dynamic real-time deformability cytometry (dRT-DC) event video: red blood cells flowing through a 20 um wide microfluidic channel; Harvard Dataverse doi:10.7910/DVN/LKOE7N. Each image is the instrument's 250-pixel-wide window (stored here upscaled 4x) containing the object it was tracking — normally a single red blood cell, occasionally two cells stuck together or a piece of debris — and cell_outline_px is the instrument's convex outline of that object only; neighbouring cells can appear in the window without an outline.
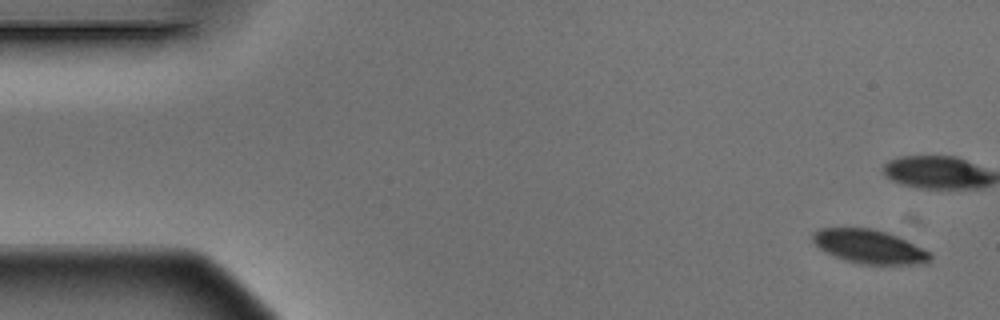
{"species": "Egyptian fruit bat (a non-hibernating species)", "species_latin": "Rousettus aegyptiacus", "temperature_condition": "warm", "stored_images_in_passage": 5, "camera_frame_rate_fps": 3000, "um_per_image_px": 0.085, "animal": {"sex": "male"}, "frame": {"image": 1, "passage_image": 1, "time_ms": 0.0, "image_size_px": [1000, 320], "cell_outline_px": [[932, 256], [928, 264], [860, 264], [844, 260], [820, 248], [812, 240], [812, 232], [820, 228], [868, 228], [888, 232], [932, 252]], "centroid_in_image_um": [73.93, 20.96], "position_along_channel_um": 11.1, "area_um2": 23.12}}
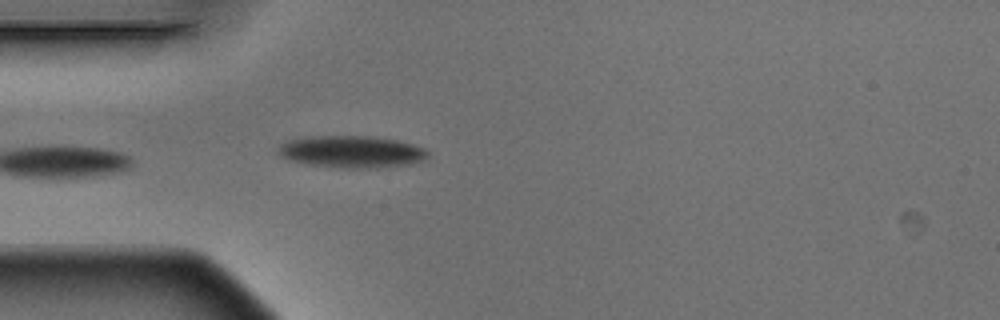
{"frame": {"image": 2, "passage_image": 5, "time_ms": 1.333, "image_size_px": [1000, 320], "cell_outline_px": [[428, 160], [412, 164], [376, 168], [348, 168], [308, 164], [288, 160], [280, 156], [276, 152], [280, 144], [288, 140], [312, 136], [368, 136], [396, 140], [412, 144], [424, 148], [428, 152]], "centroid_in_image_um": [29.9, 12.9], "position_along_channel_um": 55.1, "area_um2": 28.09}}